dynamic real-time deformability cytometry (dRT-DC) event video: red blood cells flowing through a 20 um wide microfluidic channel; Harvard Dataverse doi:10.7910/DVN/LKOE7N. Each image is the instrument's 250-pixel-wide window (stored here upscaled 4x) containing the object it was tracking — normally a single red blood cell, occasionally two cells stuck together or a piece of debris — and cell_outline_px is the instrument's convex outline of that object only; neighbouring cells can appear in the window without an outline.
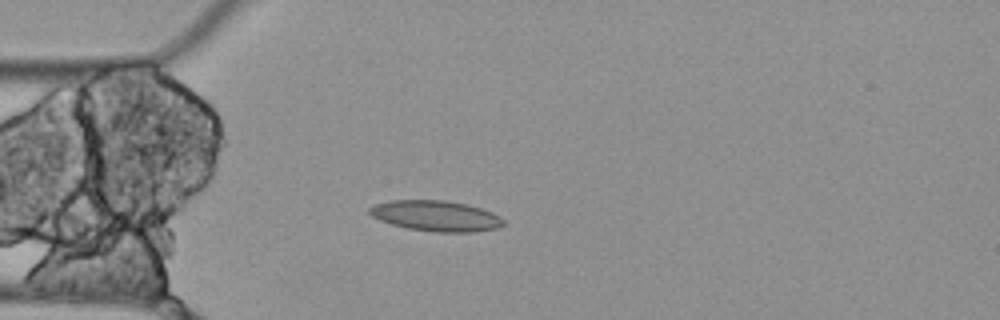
{"species": "Egyptian fruit bat (a non-hibernating species)", "species_latin": "Rousettus aegyptiacus", "temperature_condition": "cold", "stored_images_in_passage": 6, "camera_frame_rate_fps": 3000, "um_per_image_px": 0.085, "animal": {"sex": "female"}, "frame": {"image": 1, "passage_image": 5, "time_ms": 1.333, "image_size_px": [1000, 320], "cell_outline_px": [[504, 224], [500, 228], [472, 232], [436, 232], [408, 228], [392, 224], [380, 220], [372, 216], [368, 212], [368, 208], [376, 204], [388, 200], [444, 200], [468, 204], [492, 212], [500, 216], [504, 220]], "centroid_in_image_um": [37.07, 18.34], "position_along_channel_um": 47.9, "area_um2": 23.99}}